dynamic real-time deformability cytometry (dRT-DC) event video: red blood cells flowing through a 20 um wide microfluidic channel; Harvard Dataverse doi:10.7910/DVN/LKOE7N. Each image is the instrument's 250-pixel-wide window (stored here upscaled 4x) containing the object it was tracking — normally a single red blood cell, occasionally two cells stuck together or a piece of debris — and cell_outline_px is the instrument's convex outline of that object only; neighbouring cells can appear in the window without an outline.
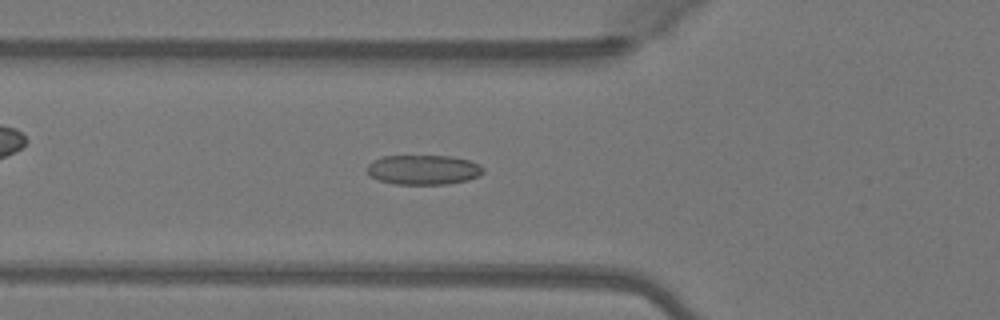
{"species": "Egyptian fruit bat (a non-hibernating species)", "species_latin": "Rousettus aegyptiacus", "temperature_condition": "warm", "stored_images_in_passage": 49, "camera_frame_rate_fps": 3000, "um_per_image_px": 0.085, "animal": {"sex": "female"}, "frame": {"image": 1, "passage_image": 17, "time_ms": 5.333, "image_size_px": [1000, 320], "cell_outline_px": [[484, 172], [480, 176], [468, 180], [448, 184], [396, 184], [380, 180], [368, 176], [364, 168], [372, 160], [384, 156], [452, 156], [468, 160], [480, 164], [484, 168]], "centroid_in_image_um": [35.97, 14.43], "position_along_channel_um": 89.8, "area_um2": 20.4}}
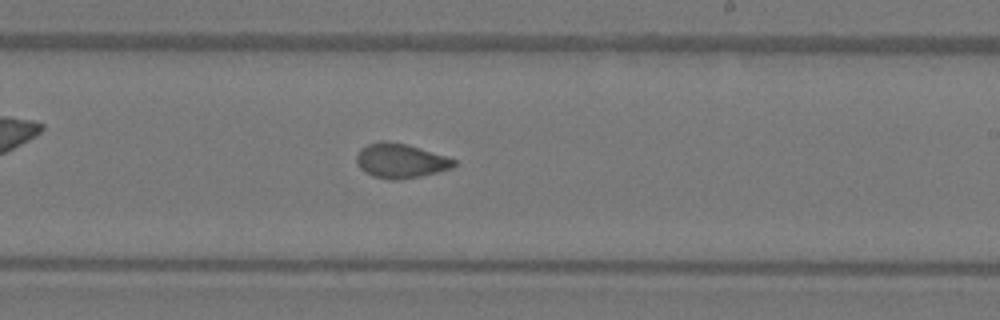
{"frame": {"image": 2, "passage_image": 29, "time_ms": 9.333, "image_size_px": [1000, 320], "cell_outline_px": [[456, 164], [452, 168], [420, 176], [400, 180], [392, 180], [372, 176], [364, 172], [360, 168], [356, 160], [356, 156], [360, 148], [368, 144], [380, 140], [388, 140], [404, 144], [448, 156], [456, 160]], "centroid_in_image_um": [34.02, 13.66], "position_along_channel_um": 255.0, "area_um2": 19.65}}
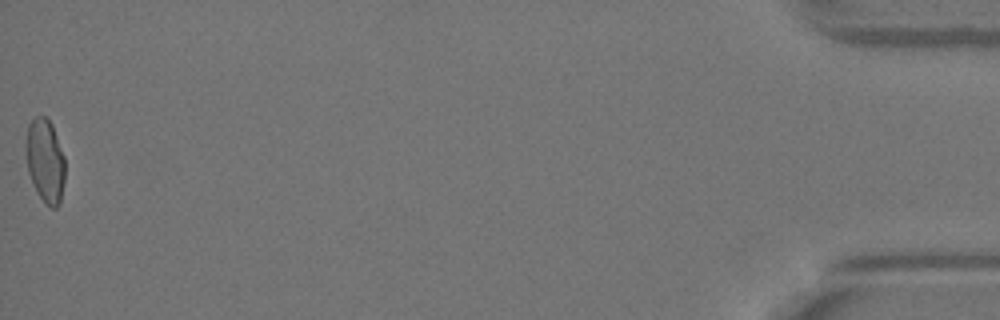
{"frame": {"image": 3, "passage_image": 49, "time_ms": 16.0, "image_size_px": [1000, 320], "cell_outline_px": [[64, 180], [60, 204], [56, 208], [52, 208], [36, 192], [28, 172], [28, 124], [36, 116], [44, 116], [52, 124], [64, 156]], "centroid_in_image_um": [3.88, 13.68], "position_along_channel_um": 431.3, "area_um2": 18.44}, "authors_computed_cell_mechanics": {"area_um2": 19.652, "velocity_mm_per_s": 4.1039, "shape_relaxation_time_tau1_ms": 5.4646, "shape_relaxation_time_tau2_ms": 1.2086, "deformation_change_tau1": 0.1626, "deformation_change_tau2": 0.0677}}